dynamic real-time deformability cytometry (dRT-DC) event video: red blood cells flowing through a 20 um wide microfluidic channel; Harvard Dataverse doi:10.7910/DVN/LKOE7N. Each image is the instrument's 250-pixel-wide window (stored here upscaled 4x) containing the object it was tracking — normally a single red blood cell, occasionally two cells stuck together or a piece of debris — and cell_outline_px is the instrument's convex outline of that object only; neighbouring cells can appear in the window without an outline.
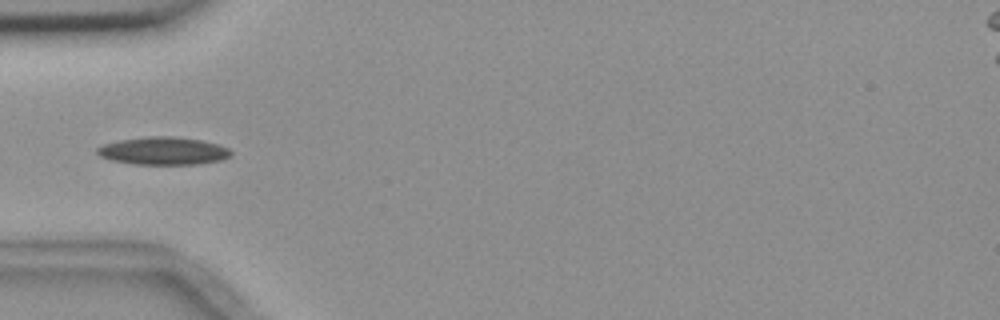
{"species": "common noctule bat (a hibernating species)", "species_latin": "Nyctalus noctula", "temperature_condition": "room temperature", "stored_images_in_passage": 6, "camera_frame_rate_fps": 3000, "um_per_image_px": 0.085, "animal": {"sex": "female", "body_mass_g": 18.4}, "frame": {"image": 1, "passage_image": 6, "time_ms": 5.667, "image_size_px": [1000, 320], "cell_outline_px": [[232, 156], [220, 160], [196, 164], [136, 164], [112, 160], [100, 156], [96, 152], [96, 148], [104, 144], [120, 140], [144, 136], [172, 136], [200, 140], [220, 144], [228, 148], [232, 152]], "centroid_in_image_um": [13.9, 12.82], "position_along_channel_um": 71.1, "area_um2": 21.62}}